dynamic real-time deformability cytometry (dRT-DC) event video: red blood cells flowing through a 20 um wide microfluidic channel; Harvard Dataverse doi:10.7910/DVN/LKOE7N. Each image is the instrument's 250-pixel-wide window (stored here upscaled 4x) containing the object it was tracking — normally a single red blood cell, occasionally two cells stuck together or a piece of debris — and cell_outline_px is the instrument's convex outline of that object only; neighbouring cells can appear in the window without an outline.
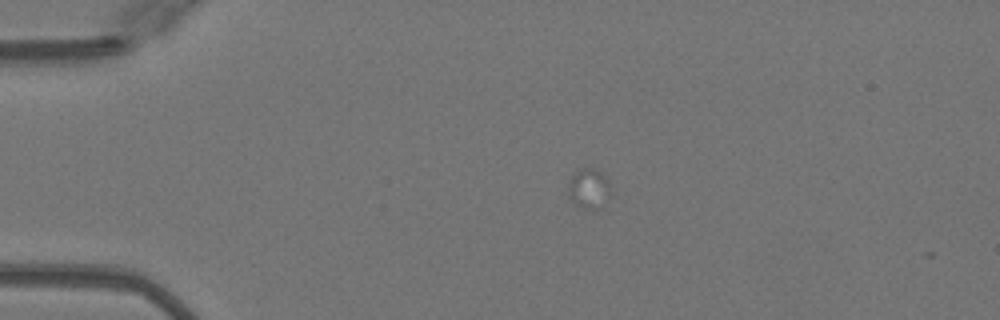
{"species": "Egyptian fruit bat (a non-hibernating species)", "species_latin": "Rousettus aegyptiacus", "temperature_condition": "warm", "stored_images_in_passage": 3, "camera_frame_rate_fps": 3000, "um_per_image_px": 0.085, "animal": {"sex": "female"}, "frame": {"image": 1, "passage_image": 1, "time_ms": 0.0, "image_size_px": [1000, 320], "cell_outline_px": [[612, 196], [608, 200], [592, 212], [576, 204], [568, 196], [568, 184], [572, 176], [580, 168], [596, 168], [608, 180]], "centroid_in_image_um": [50.08, 16.04], "position_along_channel_um": 34.9, "area_um2": 10.06}}